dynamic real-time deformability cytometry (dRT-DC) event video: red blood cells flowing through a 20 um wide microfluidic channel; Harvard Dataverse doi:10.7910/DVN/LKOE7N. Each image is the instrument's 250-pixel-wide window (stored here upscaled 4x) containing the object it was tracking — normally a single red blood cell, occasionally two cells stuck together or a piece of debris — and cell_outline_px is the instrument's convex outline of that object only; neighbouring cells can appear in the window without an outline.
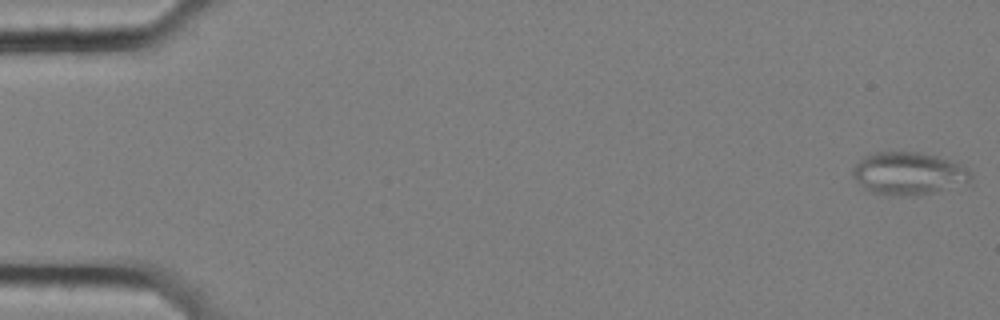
{"species": "common noctule bat (a hibernating species)", "species_latin": "Nyctalus noctula", "temperature_condition": "cold", "stored_images_in_passage": 58, "segment_of_instrument_passage": [1, 2], "camera_frame_rate_fps": 3000, "um_per_image_px": 0.085, "animal": {"sex": "female", "body_mass_g": 25.1}, "frame": {"image": 1, "passage_image": 1, "time_ms": 0.0, "image_size_px": [1000, 320], "cell_outline_px": [[972, 176], [968, 184], [932, 192], [904, 196], [900, 196], [872, 192], [864, 188], [852, 176], [852, 168], [864, 156], [872, 152], [916, 152], [936, 156], [960, 164], [968, 168]], "centroid_in_image_um": [77.22, 14.74], "position_along_channel_um": 7.8, "area_um2": 29.19}}